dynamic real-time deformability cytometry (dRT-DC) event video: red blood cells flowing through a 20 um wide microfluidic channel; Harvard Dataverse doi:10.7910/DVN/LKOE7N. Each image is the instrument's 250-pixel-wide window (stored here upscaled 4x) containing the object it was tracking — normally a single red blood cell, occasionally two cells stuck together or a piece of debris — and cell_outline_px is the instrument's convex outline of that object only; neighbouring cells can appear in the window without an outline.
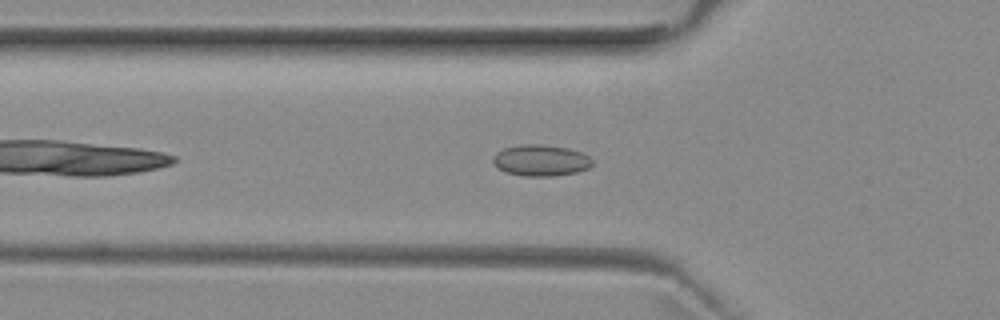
{"species": "common noctule bat (a hibernating species)", "species_latin": "Nyctalus noctula", "temperature_condition": "room temperature", "stored_images_in_passage": 41, "camera_frame_rate_fps": 3000, "um_per_image_px": 0.085, "animal": {"sex": "female", "body_mass_g": 29.2, "forearm_length_mm": 56.3}, "frame": {"image": 1, "passage_image": 6, "time_ms": 1.667, "image_size_px": [1000, 320], "cell_outline_px": [[592, 164], [588, 168], [576, 172], [552, 176], [524, 176], [508, 172], [500, 168], [492, 160], [492, 156], [496, 152], [504, 148], [524, 144], [540, 144], [568, 148], [580, 152], [588, 156], [592, 160]], "centroid_in_image_um": [45.97, 13.62], "position_along_channel_um": 79.8, "area_um2": 17.86}}
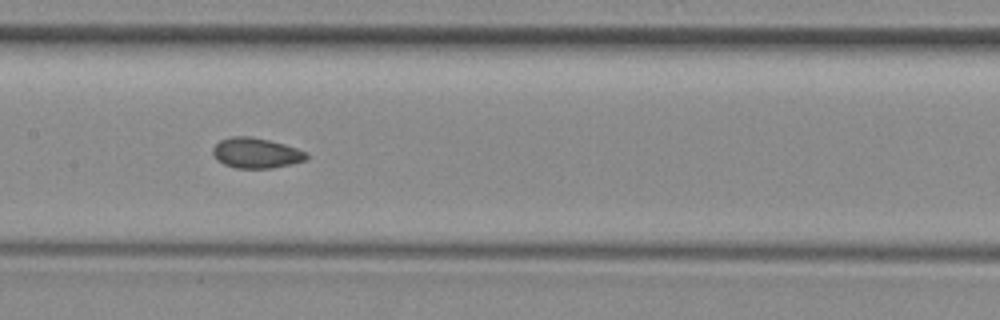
{"frame": {"image": 2, "passage_image": 14, "time_ms": 4.333, "image_size_px": [1000, 320], "cell_outline_px": [[308, 156], [304, 160], [292, 164], [272, 168], [236, 168], [224, 164], [216, 160], [212, 152], [212, 148], [220, 140], [232, 136], [248, 136], [268, 140], [284, 144], [308, 152]], "centroid_in_image_um": [21.75, 13.01], "position_along_channel_um": 185.6, "area_um2": 16.53}}
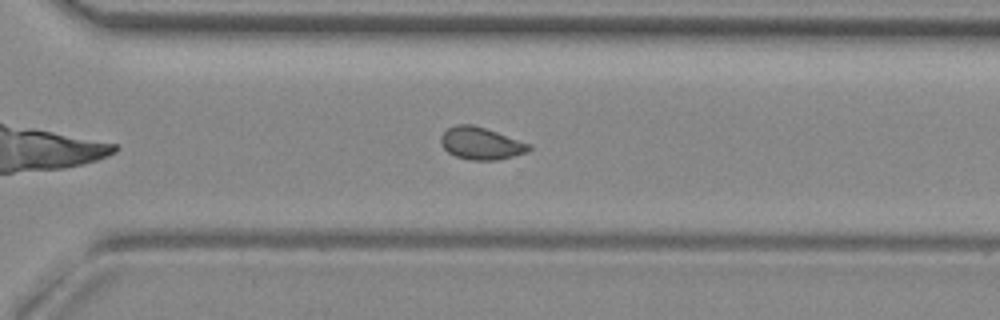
{"frame": {"image": 3, "passage_image": 25, "time_ms": 8.0, "image_size_px": [1000, 320], "cell_outline_px": [[532, 148], [528, 152], [496, 160], [468, 160], [456, 156], [448, 152], [440, 144], [440, 136], [448, 128], [456, 124], [472, 124], [532, 144]], "centroid_in_image_um": [40.88, 12.19], "position_along_channel_um": 329.7, "area_um2": 16.59}, "authors_computed_cell_mechanics": {"area_um2": 16.5886, "velocity_mm_per_s": 3.9406, "shape_relaxation_time_tau1_ms": null, "shape_relaxation_time_tau2_ms": 1.5159, "deformation_change_tau1": null, "deformation_change_tau2": 0.0617}}